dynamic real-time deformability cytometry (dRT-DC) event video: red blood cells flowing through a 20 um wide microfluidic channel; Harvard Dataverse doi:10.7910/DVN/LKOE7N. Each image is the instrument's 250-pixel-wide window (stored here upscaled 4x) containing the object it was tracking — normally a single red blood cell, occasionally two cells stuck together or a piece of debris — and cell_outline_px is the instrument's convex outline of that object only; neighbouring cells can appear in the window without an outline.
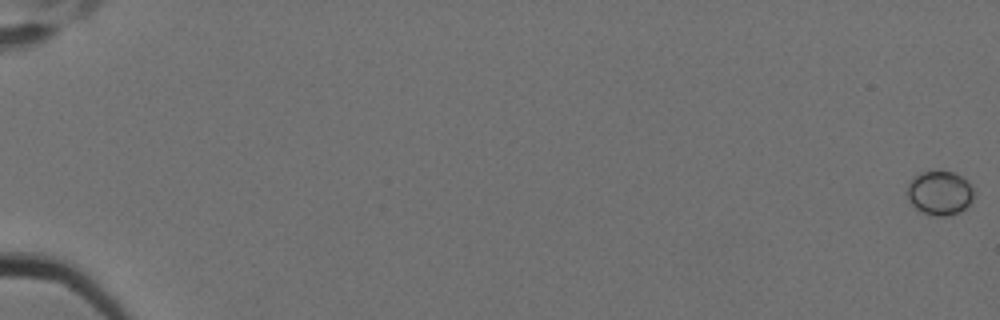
{"species": "Egyptian fruit bat (a non-hibernating species)", "species_latin": "Rousettus aegyptiacus", "temperature_condition": "cold", "stored_images_in_passage": 7, "segment_of_instrument_passage": [1, 2], "camera_frame_rate_fps": 3000, "um_per_image_px": 0.085, "animal": {"sex": "female"}, "frame": {"image": 1, "passage_image": 1, "time_ms": 0.0, "image_size_px": [1000, 320], "cell_outline_px": [[972, 200], [960, 212], [948, 216], [932, 216], [920, 212], [908, 200], [908, 184], [920, 172], [952, 172], [960, 176], [972, 188]], "centroid_in_image_um": [79.84, 16.44], "position_along_channel_um": 5.2, "area_um2": 16.76}}